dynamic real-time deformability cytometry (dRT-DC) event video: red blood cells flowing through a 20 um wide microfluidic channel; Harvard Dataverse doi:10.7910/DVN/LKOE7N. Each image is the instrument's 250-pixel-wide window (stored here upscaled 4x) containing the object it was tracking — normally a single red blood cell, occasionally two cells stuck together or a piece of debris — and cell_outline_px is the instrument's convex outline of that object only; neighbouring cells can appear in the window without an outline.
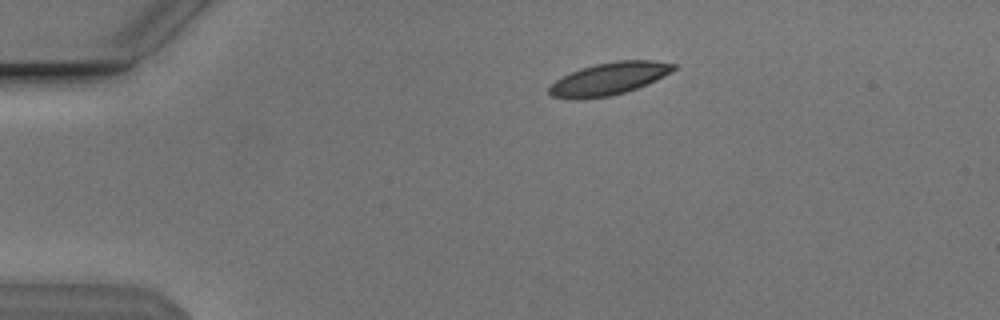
{"species": "Egyptian fruit bat (a non-hibernating species)", "species_latin": "Rousettus aegyptiacus", "temperature_condition": "cold", "stored_images_in_passage": 7, "camera_frame_rate_fps": 3000, "um_per_image_px": 0.085, "animal": {"sex": "male"}, "frame": {"image": 1, "passage_image": 1, "time_ms": 0.0, "image_size_px": [1000, 320], "cell_outline_px": [[676, 68], [664, 76], [656, 80], [636, 88], [624, 92], [608, 96], [552, 96], [548, 92], [548, 88], [556, 80], [580, 68], [596, 64], [616, 60], [652, 60], [676, 64]], "centroid_in_image_um": [51.85, 6.63], "position_along_channel_um": 33.1, "area_um2": 22.48}}